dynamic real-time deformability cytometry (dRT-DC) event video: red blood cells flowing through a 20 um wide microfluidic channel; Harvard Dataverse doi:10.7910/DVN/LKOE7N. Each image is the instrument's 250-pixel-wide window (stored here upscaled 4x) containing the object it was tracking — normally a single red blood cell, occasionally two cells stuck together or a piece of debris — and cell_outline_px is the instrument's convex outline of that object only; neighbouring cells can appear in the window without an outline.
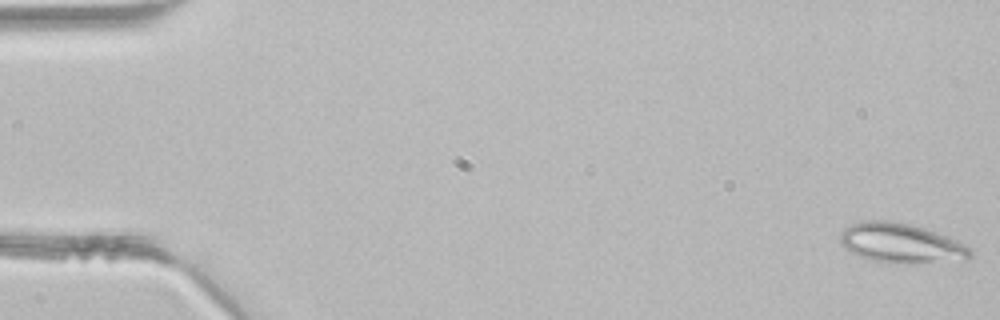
{"species": "common noctule bat (a hibernating species)", "species_latin": "Nyctalus noctula", "temperature_condition": "room temperature", "stored_images_in_passage": 3, "camera_frame_rate_fps": 3000, "um_per_image_px": 0.085, "animal": {"sex": "male", "body_mass_g": 21.5, "forearm_length_mm": 52.0}, "frame": {"image": 1, "passage_image": 1, "time_ms": 0.0, "image_size_px": [1000, 320], "cell_outline_px": [[972, 256], [968, 260], [908, 264], [896, 264], [872, 260], [860, 256], [844, 248], [840, 244], [840, 232], [848, 224], [860, 220], [888, 220], [908, 224], [924, 228], [936, 232], [956, 240], [972, 248]], "centroid_in_image_um": [76.58, 20.68], "position_along_channel_um": 8.4, "area_um2": 30.58}}